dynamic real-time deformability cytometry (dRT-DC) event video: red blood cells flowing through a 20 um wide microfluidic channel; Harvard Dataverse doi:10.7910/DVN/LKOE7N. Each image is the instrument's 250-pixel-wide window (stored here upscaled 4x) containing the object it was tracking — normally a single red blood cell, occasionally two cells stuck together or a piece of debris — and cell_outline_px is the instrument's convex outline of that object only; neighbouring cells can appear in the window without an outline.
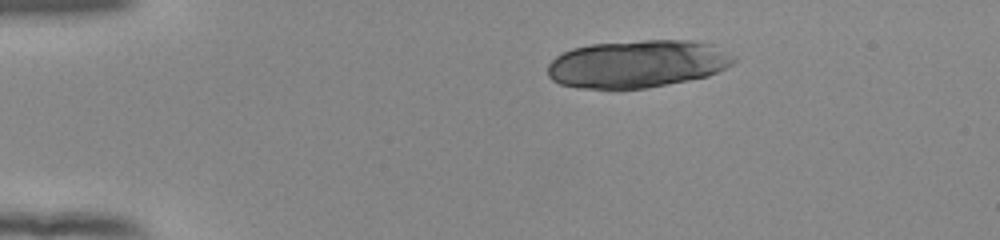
{"species": "human", "species_latin": "Homo sapiens", "temperature_condition": "room temperature", "stored_images_in_passage": 43, "camera_frame_rate_fps": 3000, "um_per_image_px": 0.085, "donor": {"sex": "female"}, "frame": {"image": 1, "passage_image": 1, "time_ms": 0.0, "image_size_px": [1000, 240], "cell_outline_px": [[736, 60], [732, 64], [708, 76], [648, 88], [576, 88], [560, 84], [552, 80], [548, 76], [548, 64], [556, 56], [572, 48], [592, 44], [644, 40], [692, 40], [712, 44], [736, 56]], "centroid_in_image_um": [54.18, 5.42], "position_along_channel_um": 30.8, "area_um2": 51.67}}
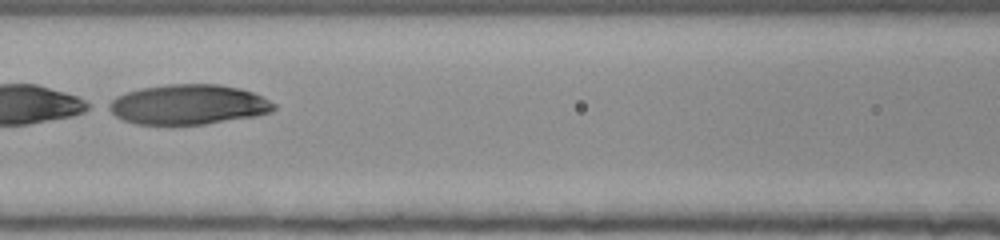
{"frame": {"image": 2, "passage_image": 16, "time_ms": 5.0, "image_size_px": [1000, 240], "cell_outline_px": [[276, 108], [272, 112], [256, 116], [204, 124], [136, 124], [124, 120], [116, 116], [104, 108], [104, 104], [116, 96], [140, 88], [168, 84], [216, 84], [240, 88], [252, 92], [276, 104]], "centroid_in_image_um": [15.96, 8.88], "position_along_channel_um": 150.6, "area_um2": 38.61}}
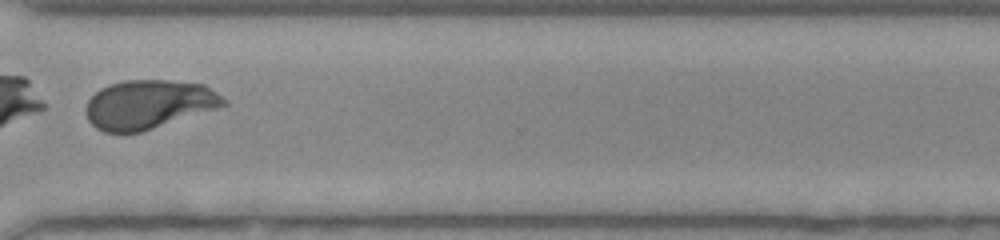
{"frame": {"image": 3, "passage_image": 32, "time_ms": 10.333, "image_size_px": [1000, 240], "cell_outline_px": [[228, 104], [220, 108], [140, 132], [104, 132], [96, 128], [88, 120], [84, 112], [84, 108], [88, 100], [100, 88], [108, 84], [124, 80], [168, 80], [204, 84], [228, 100]], "centroid_in_image_um": [12.64, 8.87], "position_along_channel_um": 358.0, "area_um2": 39.54}, "authors_computed_cell_mechanics": {"area_um2": 43.928, "velocity_mm_per_s": 3.8762, "shape_relaxation_time_tau1_ms": 1.5641, "shape_relaxation_time_tau2_ms": 3.5476, "deformation_change_tau1": 0.3073, "deformation_change_tau2": 0.069}}